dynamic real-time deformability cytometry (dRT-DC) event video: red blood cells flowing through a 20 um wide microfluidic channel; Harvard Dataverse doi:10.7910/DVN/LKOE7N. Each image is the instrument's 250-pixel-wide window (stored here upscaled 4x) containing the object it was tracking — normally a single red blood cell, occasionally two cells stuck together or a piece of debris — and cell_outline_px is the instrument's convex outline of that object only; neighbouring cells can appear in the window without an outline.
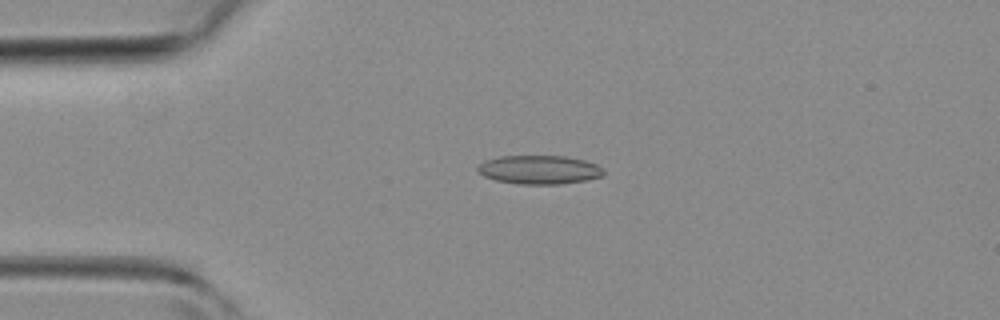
{"species": "common noctule bat (a hibernating species)", "species_latin": "Nyctalus noctula", "temperature_condition": "room temperature", "stored_images_in_passage": 33, "camera_frame_rate_fps": 3000, "um_per_image_px": 0.085, "animal": {"sex": "female", "body_mass_g": 19.3, "forearm_length_mm": 54.1}, "frame": {"image": 1, "passage_image": 1, "time_ms": 0.0, "image_size_px": [1000, 320], "cell_outline_px": [[604, 176], [584, 180], [560, 184], [520, 184], [496, 180], [484, 176], [476, 172], [476, 168], [484, 160], [500, 156], [568, 156], [584, 160], [596, 164], [604, 168]], "centroid_in_image_um": [45.83, 14.42], "position_along_channel_um": 39.2, "area_um2": 21.21}}
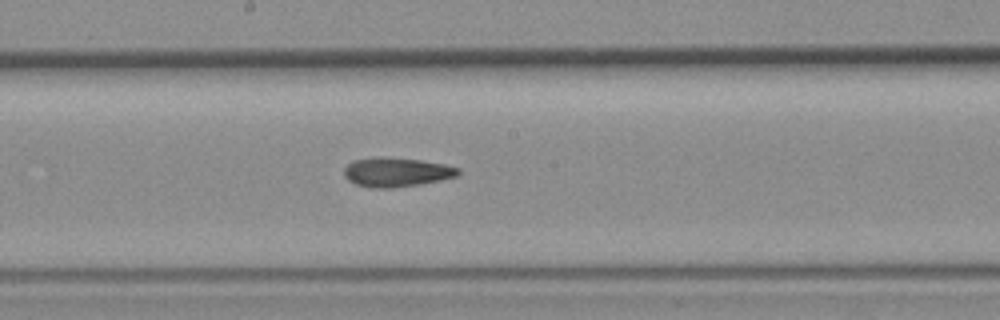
{"frame": {"image": 2, "passage_image": 14, "time_ms": 4.333, "image_size_px": [1000, 320], "cell_outline_px": [[460, 172], [456, 176], [440, 180], [420, 184], [392, 188], [372, 188], [356, 184], [348, 180], [344, 176], [344, 168], [348, 164], [356, 160], [376, 156], [384, 156], [420, 160], [444, 164], [460, 168]], "centroid_in_image_um": [33.68, 14.63], "position_along_channel_um": 214.5, "area_um2": 19.48}}
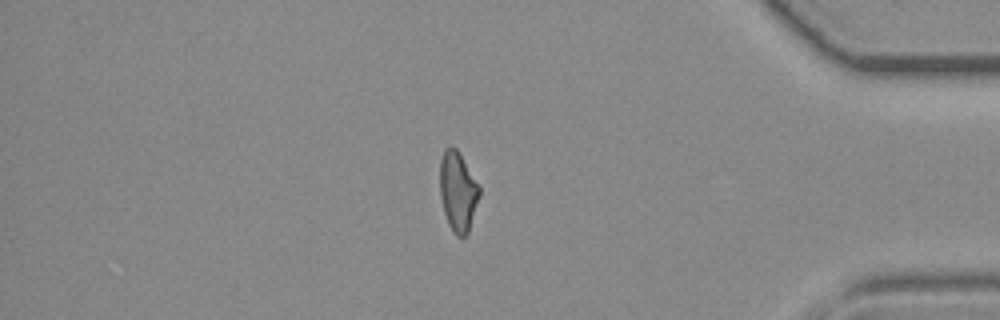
{"frame": {"image": 3, "passage_image": 28, "time_ms": 9.0, "image_size_px": [1000, 320], "cell_outline_px": [[480, 196], [468, 232], [464, 236], [456, 236], [448, 224], [444, 212], [440, 196], [440, 160], [444, 148], [448, 144], [452, 144], [460, 152], [480, 184]], "centroid_in_image_um": [38.93, 16.2], "position_along_channel_um": 396.3, "area_um2": 18.79}}